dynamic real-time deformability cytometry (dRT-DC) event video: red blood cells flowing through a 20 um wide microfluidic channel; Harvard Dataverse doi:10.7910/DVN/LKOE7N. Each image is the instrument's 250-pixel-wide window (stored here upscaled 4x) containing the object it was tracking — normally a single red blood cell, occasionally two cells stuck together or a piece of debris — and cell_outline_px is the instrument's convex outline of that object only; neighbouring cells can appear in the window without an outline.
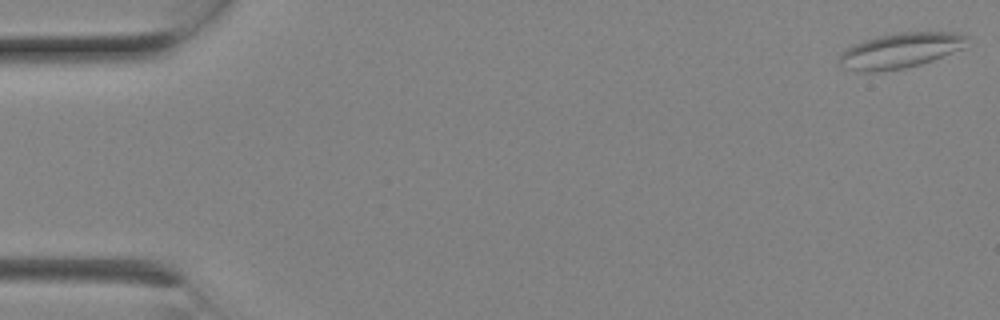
{"species": "Egyptian fruit bat (a non-hibernating species)", "species_latin": "Rousettus aegyptiacus", "temperature_condition": "room temperature", "stored_images_in_passage": 9, "camera_frame_rate_fps": 3000, "um_per_image_px": 0.085, "animal": {"sex": "female"}, "frame": {"image": 1, "passage_image": 1, "time_ms": 0.0, "image_size_px": [1000, 320], "cell_outline_px": [[972, 36], [964, 48], [932, 60], [920, 64], [904, 68], [876, 72], [860, 72], [840, 68], [840, 52], [864, 40], [876, 36], [896, 32], [956, 32]], "centroid_in_image_um": [76.55, 4.29], "position_along_channel_um": 8.5, "area_um2": 26.53}}
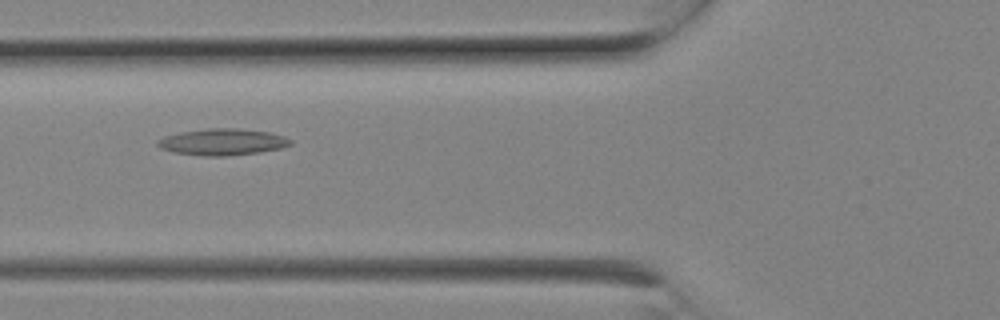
{"frame": {"image": 2, "passage_image": 8, "time_ms": 2.333, "image_size_px": [1000, 320], "cell_outline_px": [[292, 144], [284, 148], [260, 152], [228, 156], [204, 156], [172, 152], [160, 148], [156, 144], [156, 140], [164, 136], [180, 132], [208, 128], [236, 128], [268, 132], [284, 136], [292, 140]], "centroid_in_image_um": [18.91, 12.07], "position_along_channel_um": 106.9, "area_um2": 20.75}}
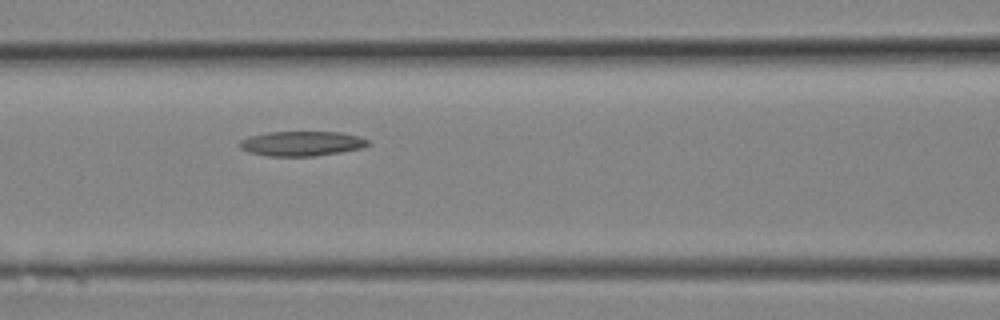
{"frame": {"image": 3, "passage_image": 9, "time_ms": 2.667, "image_size_px": [1000, 320], "cell_outline_px": [[372, 144], [364, 148], [316, 156], [268, 156], [248, 152], [240, 148], [240, 140], [248, 136], [268, 132], [340, 132], [356, 136], [368, 140]], "centroid_in_image_um": [25.65, 12.2], "position_along_channel_um": 141.0, "area_um2": 18.61}}